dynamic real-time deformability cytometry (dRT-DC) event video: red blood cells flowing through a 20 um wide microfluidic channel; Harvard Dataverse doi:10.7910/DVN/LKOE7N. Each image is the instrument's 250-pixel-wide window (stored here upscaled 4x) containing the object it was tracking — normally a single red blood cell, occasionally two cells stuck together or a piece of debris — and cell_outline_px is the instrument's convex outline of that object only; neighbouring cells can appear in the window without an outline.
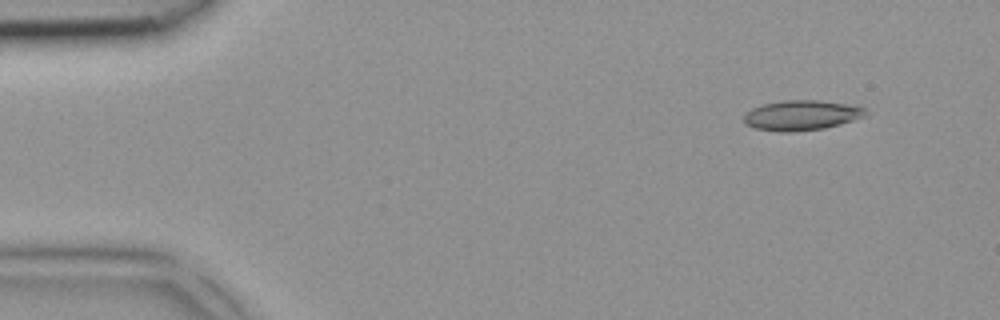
{"species": "common noctule bat (a hibernating species)", "species_latin": "Nyctalus noctula", "temperature_condition": "room temperature", "stored_images_in_passage": 3, "camera_frame_rate_fps": 3000, "um_per_image_px": 0.085, "animal": {"sex": "female", "body_mass_g": 18.4}, "frame": {"image": 1, "passage_image": 1, "time_ms": 0.0, "image_size_px": [1000, 320], "cell_outline_px": [[868, 116], [840, 124], [824, 128], [792, 132], [780, 132], [756, 128], [748, 124], [744, 120], [744, 116], [752, 108], [764, 104], [784, 100], [820, 100], [848, 104], [864, 108], [868, 112]], "centroid_in_image_um": [68.18, 9.79], "position_along_channel_um": 16.8, "area_um2": 21.21}}